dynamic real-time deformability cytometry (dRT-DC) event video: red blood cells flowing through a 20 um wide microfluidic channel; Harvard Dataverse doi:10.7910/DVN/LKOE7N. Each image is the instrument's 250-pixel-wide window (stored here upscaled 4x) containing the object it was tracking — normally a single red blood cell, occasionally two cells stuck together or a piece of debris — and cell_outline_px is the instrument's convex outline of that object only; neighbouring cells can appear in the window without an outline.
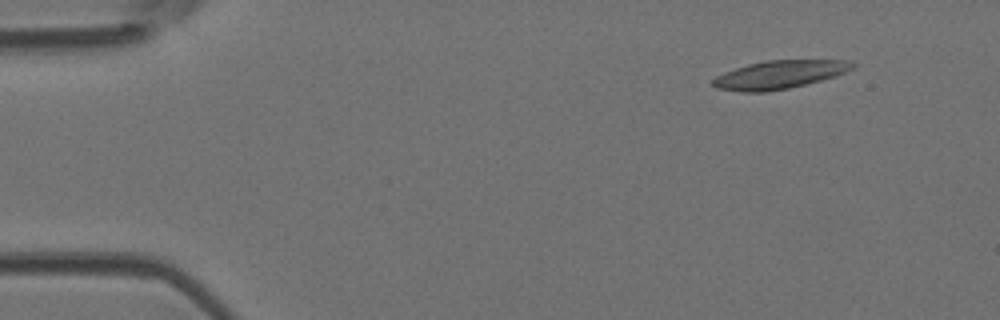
{"species": "Egyptian fruit bat (a non-hibernating species)", "species_latin": "Rousettus aegyptiacus", "temperature_condition": "room temperature", "stored_images_in_passage": 4, "camera_frame_rate_fps": 3000, "um_per_image_px": 0.085, "animal": {"sex": "female"}, "frame": {"image": 1, "passage_image": 1, "time_ms": 0.0, "image_size_px": [1000, 320], "cell_outline_px": [[856, 64], [852, 68], [836, 76], [788, 88], [768, 92], [740, 92], [716, 88], [712, 84], [712, 80], [716, 76], [724, 72], [748, 64], [764, 60], [848, 60]], "centroid_in_image_um": [66.21, 6.34], "position_along_channel_um": 18.8, "area_um2": 22.89}}
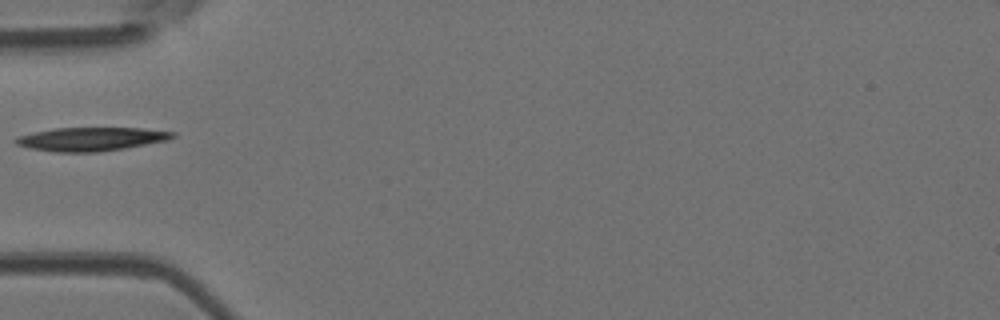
{"frame": {"image": 2, "passage_image": 4, "time_ms": 1.0, "image_size_px": [1000, 320], "cell_outline_px": [[176, 136], [168, 140], [124, 148], [96, 152], [52, 152], [32, 148], [16, 144], [12, 140], [16, 136], [56, 128], [140, 128], [176, 132]], "centroid_in_image_um": [7.74, 11.82], "position_along_channel_um": 77.3, "area_um2": 21.44}}